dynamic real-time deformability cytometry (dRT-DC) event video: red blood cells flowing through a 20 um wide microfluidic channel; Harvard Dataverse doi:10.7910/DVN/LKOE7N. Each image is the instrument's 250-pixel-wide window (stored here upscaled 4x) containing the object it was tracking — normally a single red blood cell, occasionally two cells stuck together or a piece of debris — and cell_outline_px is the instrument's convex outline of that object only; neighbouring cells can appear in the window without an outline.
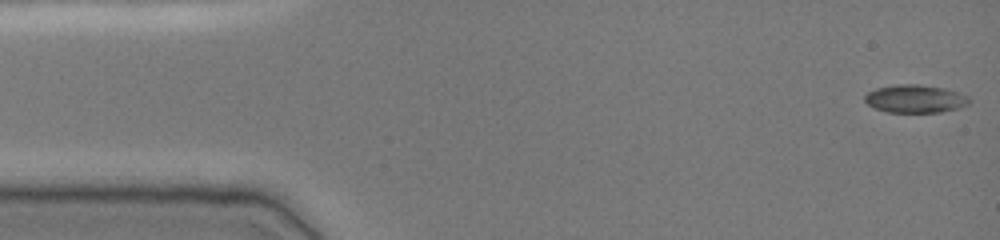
{"species": "common noctule bat (a hibernating species)", "species_latin": "Nyctalus noctula", "temperature_condition": "cold", "stored_images_in_passage": 40, "camera_frame_rate_fps": 3000, "um_per_image_px": 0.085, "animal": {"sex": "female", "body_mass_g": 19.0, "forearm_length_mm": 51.5}, "frame": {"image": 1, "passage_image": 1, "time_ms": 0.0, "image_size_px": [1000, 240], "cell_outline_px": [[972, 100], [968, 104], [960, 108], [940, 112], [888, 112], [876, 108], [868, 104], [864, 100], [864, 96], [868, 92], [876, 88], [896, 84], [920, 84], [944, 88], [968, 96]], "centroid_in_image_um": [77.81, 8.39], "position_along_channel_um": 7.2, "area_um2": 17.05}}
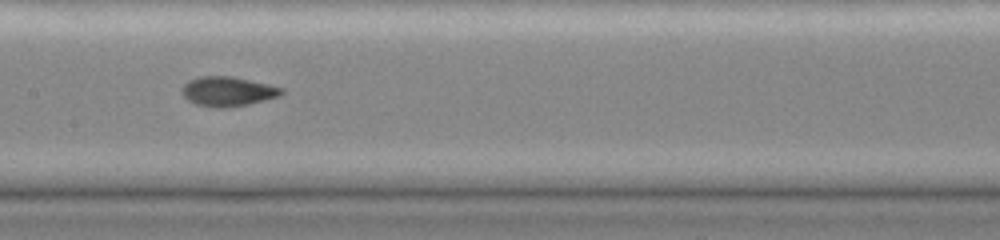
{"frame": {"image": 2, "passage_image": 24, "time_ms": 7.667, "image_size_px": [1000, 240], "cell_outline_px": [[284, 92], [280, 96], [248, 104], [224, 108], [212, 108], [196, 104], [188, 100], [180, 92], [180, 88], [188, 80], [200, 76], [232, 76], [268, 84], [284, 88]], "centroid_in_image_um": [19.33, 7.77], "position_along_channel_um": 188.1, "area_um2": 17.34}}
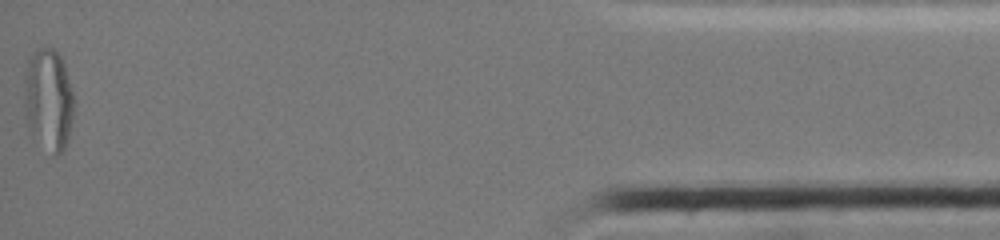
{"frame": {"image": 3, "passage_image": 40, "time_ms": 13.0, "image_size_px": [1000, 240], "cell_outline_px": [[72, 116], [68, 136], [64, 148], [56, 156], [32, 136], [24, 116], [24, 76], [28, 56], [40, 48], [48, 44], [60, 56], [64, 64], [72, 92]], "centroid_in_image_um": [4.06, 8.42], "position_along_channel_um": 431.1, "area_um2": 29.48}, "authors_computed_cell_mechanics": {"area_um2": 17.0221, "velocity_mm_per_s": 3.8847, "shape_relaxation_time_tau1_ms": null, "shape_relaxation_time_tau2_ms": 1.1546, "deformation_change_tau1": null, "deformation_change_tau2": 0.0409}}